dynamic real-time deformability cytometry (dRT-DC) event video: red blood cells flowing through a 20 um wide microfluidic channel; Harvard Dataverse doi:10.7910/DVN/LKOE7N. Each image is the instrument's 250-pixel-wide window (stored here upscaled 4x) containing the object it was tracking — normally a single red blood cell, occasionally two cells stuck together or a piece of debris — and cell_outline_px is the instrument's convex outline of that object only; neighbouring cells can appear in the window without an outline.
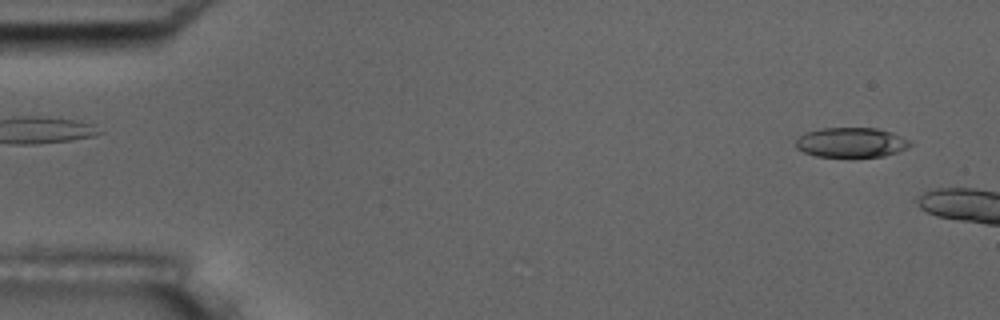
{"species": "common noctule bat (a hibernating species)", "species_latin": "Nyctalus noctula", "temperature_condition": "room temperature", "stored_images_in_passage": 3, "camera_frame_rate_fps": 3000, "um_per_image_px": 0.085, "animal": {"sex": "male", "body_mass_g": 17.5, "forearm_length_mm": 52.3}, "frame": {"image": 1, "passage_image": 1, "time_ms": 0.0, "image_size_px": [1000, 320], "cell_outline_px": [[912, 144], [908, 148], [884, 156], [816, 156], [804, 152], [796, 148], [796, 140], [800, 136], [808, 132], [824, 128], [876, 128], [892, 132], [908, 140]], "centroid_in_image_um": [72.36, 12.1], "position_along_channel_um": 12.6, "area_um2": 19.54}}